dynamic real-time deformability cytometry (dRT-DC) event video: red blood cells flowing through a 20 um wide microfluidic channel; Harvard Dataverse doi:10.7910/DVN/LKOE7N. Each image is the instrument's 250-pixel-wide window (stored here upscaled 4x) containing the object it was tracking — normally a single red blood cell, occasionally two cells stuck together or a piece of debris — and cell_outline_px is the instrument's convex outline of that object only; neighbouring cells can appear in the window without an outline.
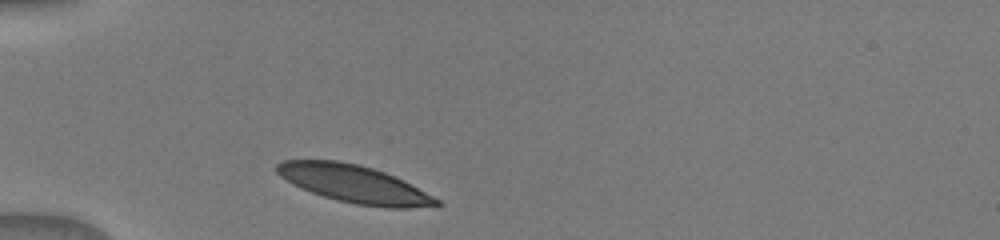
{"species": "human", "species_latin": "Homo sapiens", "temperature_condition": "warm", "stored_images_in_passage": 47, "camera_frame_rate_fps": 3000, "um_per_image_px": 0.085, "donor": {"sex": "male"}, "frame": {"image": 1, "passage_image": 1, "time_ms": 0.0, "image_size_px": [1000, 240], "cell_outline_px": [[440, 204], [408, 208], [384, 208], [356, 204], [336, 200], [300, 188], [292, 184], [280, 176], [276, 172], [276, 164], [284, 160], [340, 160], [360, 164], [384, 172], [404, 180], [440, 200]], "centroid_in_image_um": [30.07, 15.62], "position_along_channel_um": 54.9, "area_um2": 34.91}}
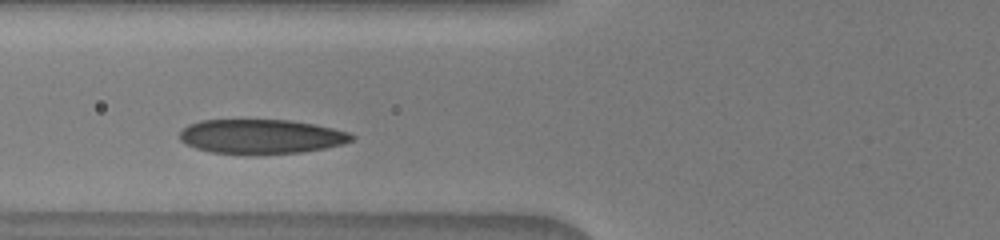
{"frame": {"image": 2, "passage_image": 8, "time_ms": 1.667, "image_size_px": [1000, 240], "cell_outline_px": [[356, 136], [352, 140], [344, 144], [324, 148], [300, 152], [208, 152], [184, 144], [180, 140], [180, 132], [188, 124], [200, 120], [288, 120], [316, 124], [348, 132]], "centroid_in_image_um": [22.19, 11.57], "position_along_channel_um": 103.6, "area_um2": 33.81}}
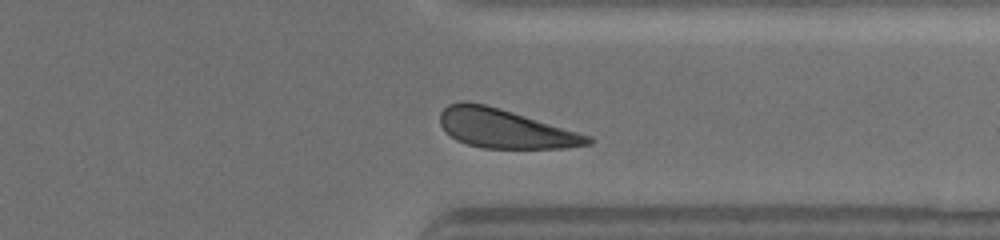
{"frame": {"image": 3, "passage_image": 40, "time_ms": 8.333, "image_size_px": [1000, 240], "cell_outline_px": [[596, 140], [592, 144], [564, 148], [484, 148], [468, 144], [456, 140], [440, 124], [440, 112], [448, 104], [460, 100], [468, 100], [500, 108], [592, 136]], "centroid_in_image_um": [42.94, 10.92], "position_along_channel_um": 368.5, "area_um2": 33.64}}